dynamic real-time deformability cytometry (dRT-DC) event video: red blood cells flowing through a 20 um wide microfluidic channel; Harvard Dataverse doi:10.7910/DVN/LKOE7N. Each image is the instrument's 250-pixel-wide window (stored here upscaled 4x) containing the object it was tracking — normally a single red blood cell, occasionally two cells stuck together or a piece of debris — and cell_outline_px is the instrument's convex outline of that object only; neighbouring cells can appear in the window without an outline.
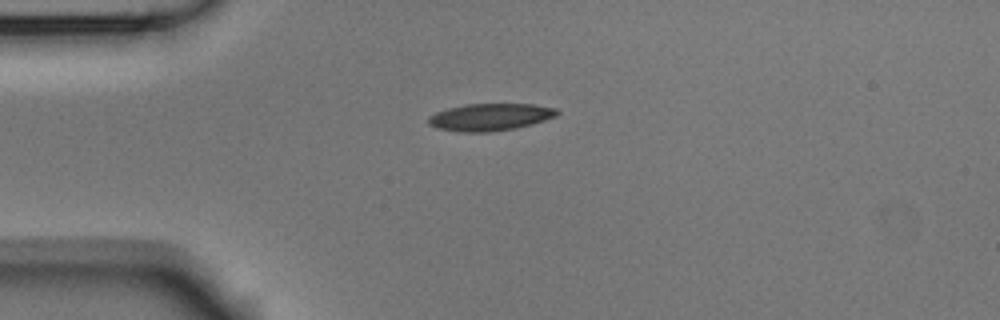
{"species": "Egyptian fruit bat (a non-hibernating species)", "species_latin": "Rousettus aegyptiacus", "temperature_condition": "room temperature", "stored_images_in_passage": 5, "camera_frame_rate_fps": 3000, "um_per_image_px": 0.085, "animal": {"sex": "male"}, "frame": {"image": 1, "passage_image": 1, "time_ms": 0.0, "image_size_px": [1000, 320], "cell_outline_px": [[560, 112], [556, 116], [532, 124], [516, 128], [492, 132], [460, 132], [436, 128], [428, 124], [428, 116], [436, 112], [448, 108], [464, 104], [532, 104], [556, 108]], "centroid_in_image_um": [41.64, 9.95], "position_along_channel_um": 43.4, "area_um2": 20.52}}
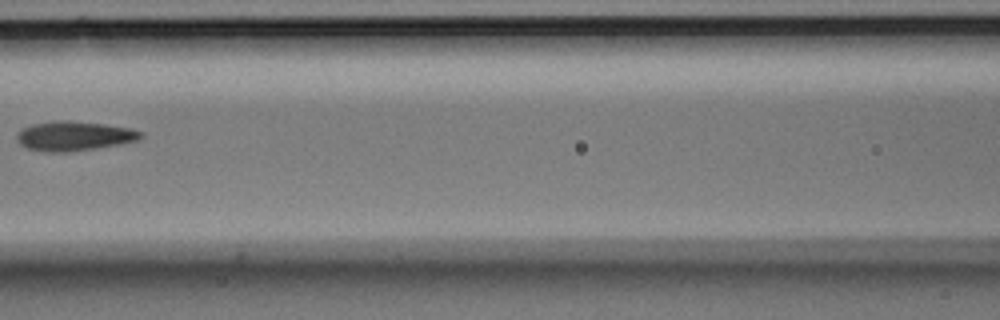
{"frame": {"image": 2, "passage_image": 4, "time_ms": 1.0, "image_size_px": [1000, 320], "cell_outline_px": [[144, 136], [136, 140], [120, 144], [96, 148], [68, 152], [48, 152], [28, 148], [20, 144], [16, 140], [16, 136], [20, 128], [32, 124], [60, 120], [68, 120], [104, 124], [132, 128], [144, 132]], "centroid_in_image_um": [6.3, 11.55], "position_along_channel_um": 160.3, "area_um2": 21.39}}
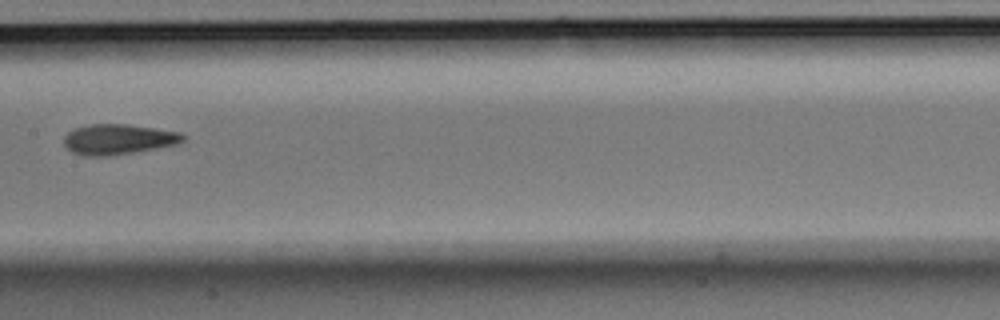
{"frame": {"image": 3, "passage_image": 5, "time_ms": 1.333, "image_size_px": [1000, 320], "cell_outline_px": [[184, 140], [176, 144], [156, 148], [112, 156], [80, 156], [72, 152], [64, 144], [64, 136], [68, 132], [76, 128], [92, 124], [128, 124], [180, 132], [184, 136]], "centroid_in_image_um": [10.02, 11.85], "position_along_channel_um": 197.4, "area_um2": 20.98}}